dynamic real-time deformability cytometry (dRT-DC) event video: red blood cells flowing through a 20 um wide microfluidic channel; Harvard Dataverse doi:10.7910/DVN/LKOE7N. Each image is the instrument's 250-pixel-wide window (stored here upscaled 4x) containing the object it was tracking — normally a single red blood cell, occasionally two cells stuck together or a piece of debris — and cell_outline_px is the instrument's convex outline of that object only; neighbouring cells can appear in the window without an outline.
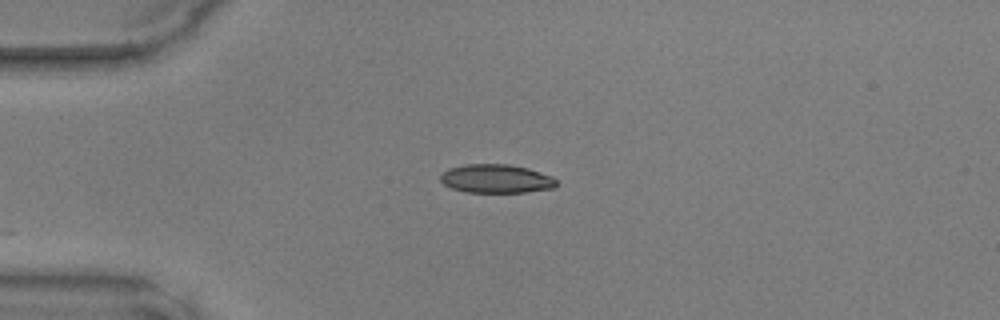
{"species": "common noctule bat (a hibernating species)", "species_latin": "Nyctalus noctula", "temperature_condition": "warm", "stored_images_in_passage": 12, "camera_frame_rate_fps": 3000, "um_per_image_px": 0.085, "animal": {"sex": "male", "body_mass_g": 17.9, "forearm_length_mm": 54.2}, "frame": {"image": 1, "passage_image": 1, "time_ms": 0.0, "image_size_px": [1000, 320], "cell_outline_px": [[556, 184], [552, 188], [524, 192], [464, 192], [452, 188], [444, 184], [440, 180], [440, 176], [448, 168], [464, 164], [508, 164], [528, 168], [552, 176], [556, 180]], "centroid_in_image_um": [42.15, 15.18], "position_along_channel_um": 42.9, "area_um2": 19.31}}